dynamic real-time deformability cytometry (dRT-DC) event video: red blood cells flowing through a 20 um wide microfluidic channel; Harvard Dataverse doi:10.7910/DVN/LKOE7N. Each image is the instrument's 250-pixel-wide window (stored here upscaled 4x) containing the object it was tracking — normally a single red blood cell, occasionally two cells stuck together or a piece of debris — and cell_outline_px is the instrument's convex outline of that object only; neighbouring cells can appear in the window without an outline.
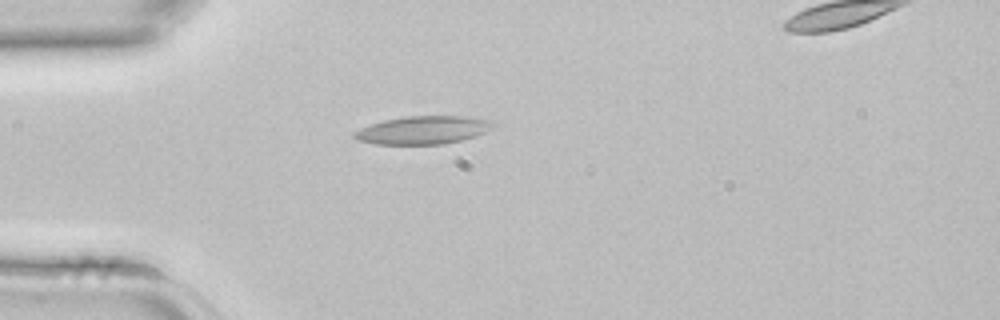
{"species": "common noctule bat (a hibernating species)", "species_latin": "Nyctalus noctula", "temperature_condition": "room temperature", "stored_images_in_passage": 4, "segment_of_instrument_passage": [1, 2], "camera_frame_rate_fps": 3000, "um_per_image_px": 0.085, "animal": {"sex": "female", "body_mass_g": 22.7, "forearm_length_mm": 54.2}, "frame": {"image": 1, "passage_image": 3, "time_ms": 0.667, "image_size_px": [1000, 320], "cell_outline_px": [[492, 124], [484, 132], [460, 140], [444, 144], [376, 144], [356, 140], [352, 136], [352, 132], [360, 128], [384, 120], [404, 116], [468, 116], [488, 120]], "centroid_in_image_um": [35.85, 11.05], "position_along_channel_um": 49.2, "area_um2": 22.37}}